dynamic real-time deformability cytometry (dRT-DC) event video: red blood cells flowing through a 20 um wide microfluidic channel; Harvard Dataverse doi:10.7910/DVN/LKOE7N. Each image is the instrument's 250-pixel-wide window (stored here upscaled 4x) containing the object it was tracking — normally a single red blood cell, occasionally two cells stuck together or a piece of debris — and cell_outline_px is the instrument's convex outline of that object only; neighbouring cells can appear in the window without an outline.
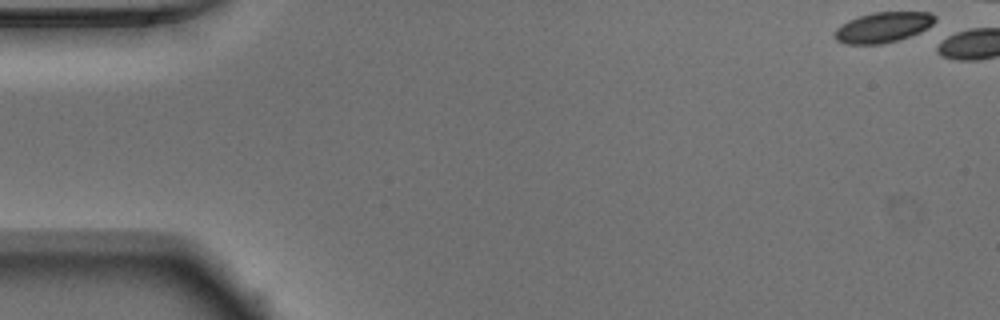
{"species": "Egyptian fruit bat (a non-hibernating species)", "species_latin": "Rousettus aegyptiacus", "temperature_condition": "warm", "stored_images_in_passage": 4, "camera_frame_rate_fps": 3000, "um_per_image_px": 0.085, "animal": {"sex": "male"}, "frame": {"image": 1, "passage_image": 1, "time_ms": 0.0, "image_size_px": [1000, 320], "cell_outline_px": [[936, 20], [928, 28], [920, 32], [900, 40], [880, 44], [844, 44], [836, 40], [832, 36], [836, 28], [848, 20], [872, 12], [932, 12], [936, 16]], "centroid_in_image_um": [75.05, 2.32], "position_along_channel_um": 10.0, "area_um2": 17.98}}